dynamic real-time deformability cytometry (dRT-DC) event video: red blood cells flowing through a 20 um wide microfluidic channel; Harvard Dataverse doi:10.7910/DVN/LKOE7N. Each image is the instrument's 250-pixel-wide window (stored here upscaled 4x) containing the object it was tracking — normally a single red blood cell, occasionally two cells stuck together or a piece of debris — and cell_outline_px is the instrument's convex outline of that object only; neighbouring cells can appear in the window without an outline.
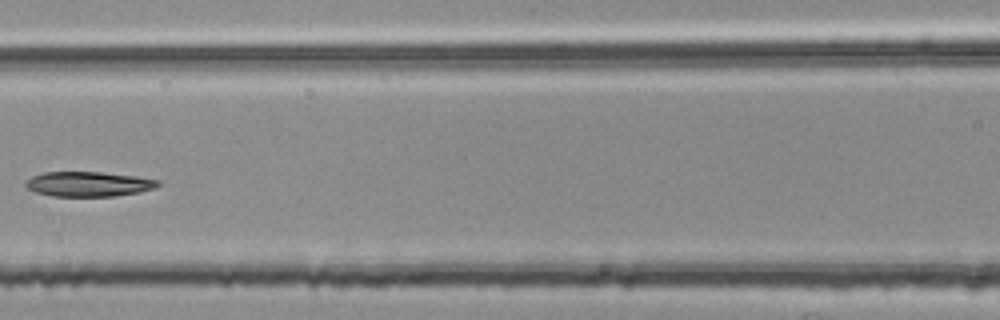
{"species": "common noctule bat (a hibernating species)", "species_latin": "Nyctalus noctula", "temperature_condition": "room temperature", "stored_images_in_passage": 6, "segment_of_instrument_passage": [2, 2], "camera_frame_rate_fps": 3000, "um_per_image_px": 0.085, "animal": {"sex": "female", "body_mass_g": 25.1}, "frame": {"image": 1, "passage_image": 6, "time_ms": 1.667, "image_size_px": [1000, 320], "cell_outline_px": [[160, 184], [156, 188], [136, 192], [112, 196], [52, 196], [36, 192], [24, 188], [24, 184], [32, 176], [44, 172], [100, 172], [136, 176], [160, 180]], "centroid_in_image_um": [7.5, 15.64], "position_along_channel_um": 159.1, "area_um2": 19.13}}